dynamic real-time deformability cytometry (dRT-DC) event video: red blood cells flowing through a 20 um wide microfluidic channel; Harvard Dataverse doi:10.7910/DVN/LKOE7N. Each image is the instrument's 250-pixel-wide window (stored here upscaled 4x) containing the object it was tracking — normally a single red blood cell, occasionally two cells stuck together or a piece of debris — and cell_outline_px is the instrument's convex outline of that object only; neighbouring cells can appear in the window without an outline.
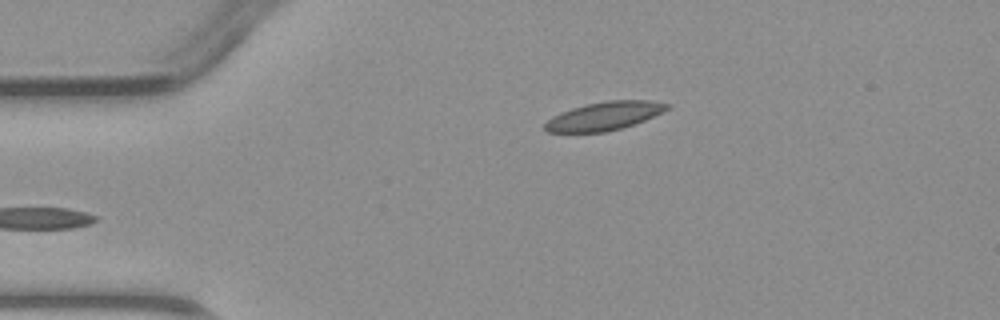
{"species": "common noctule bat (a hibernating species)", "species_latin": "Nyctalus noctula", "temperature_condition": "warm", "stored_images_in_passage": 5, "camera_frame_rate_fps": 3000, "um_per_image_px": 0.085, "animal": {"sex": "male", "body_mass_g": 23.1, "forearm_length_mm": 52.7}, "frame": {"image": 1, "passage_image": 5, "time_ms": 4.667, "image_size_px": [1000, 320], "cell_outline_px": [[672, 104], [668, 108], [644, 120], [620, 128], [604, 132], [548, 132], [544, 128], [544, 124], [552, 116], [560, 112], [572, 108], [588, 104], [608, 100], [652, 100]], "centroid_in_image_um": [51.34, 9.85], "position_along_channel_um": 33.7, "area_um2": 19.94}}